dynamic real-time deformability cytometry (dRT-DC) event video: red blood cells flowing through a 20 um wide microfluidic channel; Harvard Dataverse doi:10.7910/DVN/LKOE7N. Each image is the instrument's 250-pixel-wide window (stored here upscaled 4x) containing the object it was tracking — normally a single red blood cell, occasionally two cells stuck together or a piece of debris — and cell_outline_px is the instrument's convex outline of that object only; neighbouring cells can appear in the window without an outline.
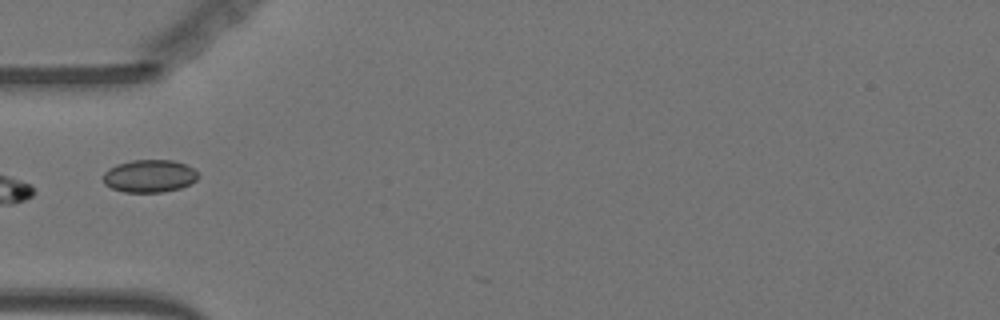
{"species": "Egyptian fruit bat (a non-hibernating species)", "species_latin": "Rousettus aegyptiacus", "temperature_condition": "warm", "stored_images_in_passage": 3, "camera_frame_rate_fps": 3000, "um_per_image_px": 0.085, "animal": {"sex": "female"}, "frame": {"image": 1, "passage_image": 1, "time_ms": 0.0, "image_size_px": [1000, 320], "cell_outline_px": [[200, 176], [196, 180], [180, 188], [164, 192], [124, 192], [112, 188], [104, 184], [104, 172], [108, 168], [116, 164], [132, 160], [172, 160], [196, 168]], "centroid_in_image_um": [12.72, 14.95], "position_along_channel_um": 72.3, "area_um2": 18.21}}